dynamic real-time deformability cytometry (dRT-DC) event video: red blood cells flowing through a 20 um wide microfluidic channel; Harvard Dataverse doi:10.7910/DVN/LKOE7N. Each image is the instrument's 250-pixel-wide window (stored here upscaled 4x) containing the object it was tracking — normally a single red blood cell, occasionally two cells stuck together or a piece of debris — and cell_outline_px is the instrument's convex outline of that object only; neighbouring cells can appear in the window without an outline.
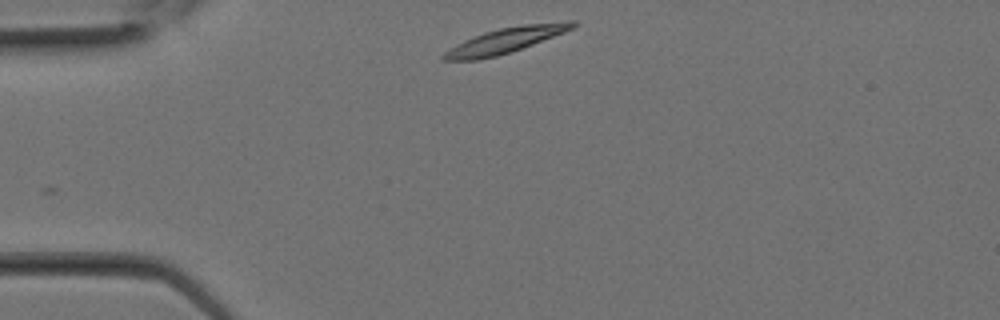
{"species": "Egyptian fruit bat (a non-hibernating species)", "species_latin": "Rousettus aegyptiacus", "temperature_condition": "room temperature", "stored_images_in_passage": 6, "camera_frame_rate_fps": 3000, "um_per_image_px": 0.085, "animal": {"sex": "female"}, "frame": {"image": 1, "passage_image": 1, "time_ms": 0.0, "image_size_px": [1000, 320], "cell_outline_px": [[580, 24], [564, 32], [532, 44], [496, 56], [476, 60], [440, 60], [440, 56], [444, 52], [456, 44], [464, 40], [484, 32], [500, 28], [524, 24], [568, 20], [576, 20]], "centroid_in_image_um": [42.97, 3.41], "position_along_channel_um": 42.0, "area_um2": 18.9}}
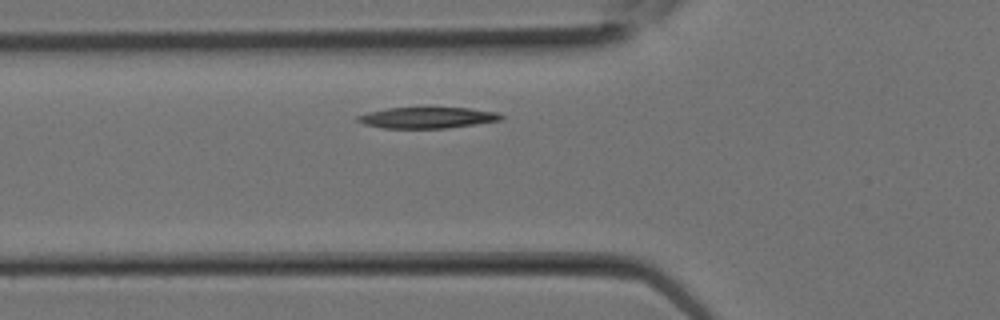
{"frame": {"image": 2, "passage_image": 4, "time_ms": 1.0, "image_size_px": [1000, 320], "cell_outline_px": [[504, 120], [444, 128], [384, 128], [364, 124], [356, 120], [356, 116], [368, 112], [388, 108], [468, 108], [496, 112], [504, 116]], "centroid_in_image_um": [36.32, 10.0], "position_along_channel_um": 89.5, "area_um2": 17.46}}
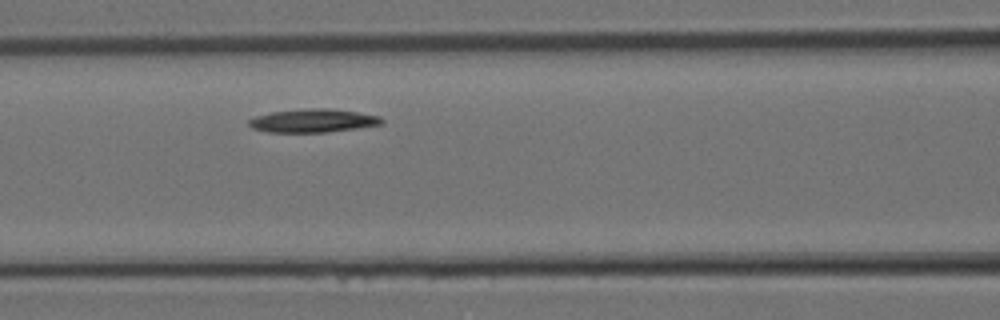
{"frame": {"image": 3, "passage_image": 6, "time_ms": 1.667, "image_size_px": [1000, 320], "cell_outline_px": [[384, 124], [328, 132], [268, 132], [252, 128], [248, 124], [248, 120], [256, 116], [272, 112], [312, 108], [328, 108], [356, 112], [380, 116], [384, 120]], "centroid_in_image_um": [26.62, 10.26], "position_along_channel_um": 140.0, "area_um2": 17.98}}